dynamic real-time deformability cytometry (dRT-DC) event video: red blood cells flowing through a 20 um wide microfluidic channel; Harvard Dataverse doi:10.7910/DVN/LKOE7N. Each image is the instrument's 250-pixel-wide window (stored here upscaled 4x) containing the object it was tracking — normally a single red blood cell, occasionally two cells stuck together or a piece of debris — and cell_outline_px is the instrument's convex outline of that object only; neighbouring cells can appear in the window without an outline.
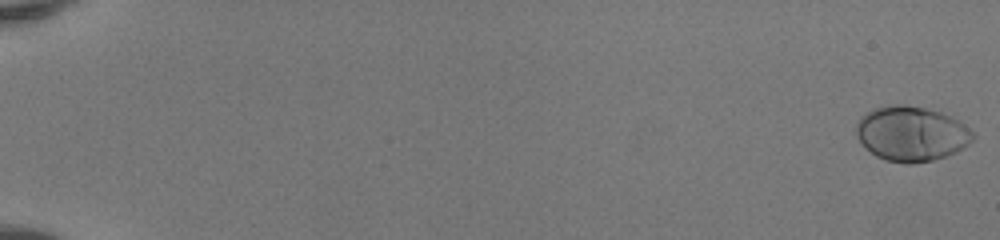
{"species": "human", "species_latin": "Homo sapiens", "temperature_condition": "room temperature", "stored_images_in_passage": 20, "camera_frame_rate_fps": 3000, "um_per_image_px": 0.085, "donor": {"sex": "female"}, "frame": {"image": 1, "passage_image": 1, "time_ms": 0.0, "image_size_px": [1000, 240], "cell_outline_px": [[976, 136], [968, 144], [956, 152], [932, 160], [912, 164], [908, 164], [884, 160], [876, 156], [864, 148], [860, 144], [856, 136], [856, 124], [860, 116], [872, 108], [896, 104], [904, 104], [924, 108], [940, 112], [952, 116], [964, 124]], "centroid_in_image_um": [77.42, 11.36], "position_along_channel_um": 7.6, "area_um2": 37.63}}
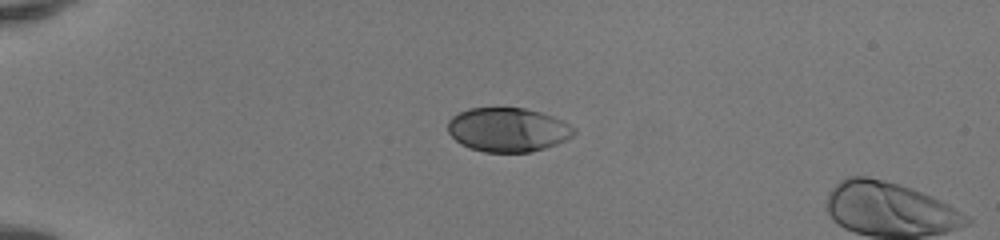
{"frame": {"image": 2, "passage_image": 15, "time_ms": 4.667, "image_size_px": [1000, 240], "cell_outline_px": [[576, 132], [572, 136], [556, 144], [532, 152], [484, 152], [468, 148], [460, 144], [448, 132], [448, 120], [452, 116], [468, 108], [524, 108], [540, 112], [552, 116], [576, 128]], "centroid_in_image_um": [43.14, 11.03], "position_along_channel_um": 41.9, "area_um2": 32.37}}